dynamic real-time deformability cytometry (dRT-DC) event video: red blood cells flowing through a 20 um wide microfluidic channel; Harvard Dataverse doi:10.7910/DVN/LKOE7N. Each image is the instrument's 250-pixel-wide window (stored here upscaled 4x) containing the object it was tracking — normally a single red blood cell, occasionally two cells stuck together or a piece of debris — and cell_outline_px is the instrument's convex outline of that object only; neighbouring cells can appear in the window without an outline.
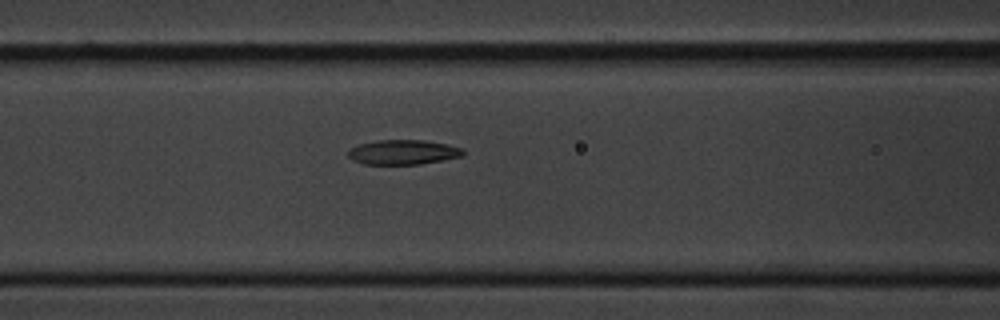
{"species": "common noctule bat (a hibernating species)", "species_latin": "Nyctalus noctula", "temperature_condition": "cold", "stored_images_in_passage": 5, "segment_of_instrument_passage": [1, 2], "camera_frame_rate_fps": 3000, "um_per_image_px": 0.085, "animal": {"sex": "male", "body_mass_g": 20.1, "forearm_length_mm": 53.5}, "frame": {"image": 1, "passage_image": 4, "time_ms": 4.333, "image_size_px": [1000, 320], "cell_outline_px": [[464, 156], [420, 164], [364, 164], [352, 160], [348, 156], [348, 148], [360, 144], [376, 140], [424, 140], [448, 144], [460, 148], [464, 152]], "centroid_in_image_um": [34.24, 12.93], "position_along_channel_um": 132.4, "area_um2": 16.59}}